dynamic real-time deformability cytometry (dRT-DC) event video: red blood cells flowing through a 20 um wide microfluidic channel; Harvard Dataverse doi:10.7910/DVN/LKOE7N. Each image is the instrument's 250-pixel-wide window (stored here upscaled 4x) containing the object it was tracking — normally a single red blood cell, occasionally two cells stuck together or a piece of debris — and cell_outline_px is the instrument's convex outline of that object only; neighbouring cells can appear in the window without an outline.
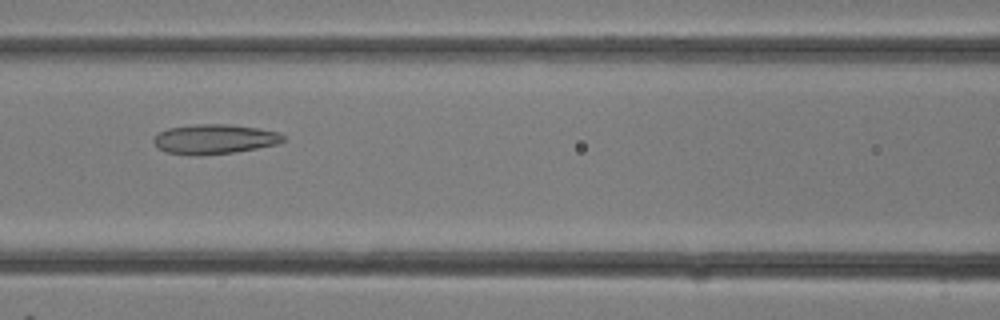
{"species": "common noctule bat (a hibernating species)", "species_latin": "Nyctalus noctula", "temperature_condition": "room temperature", "stored_images_in_passage": 22, "camera_frame_rate_fps": 3000, "um_per_image_px": 0.085, "animal": {"sex": "female"}, "frame": {"image": 1, "passage_image": 5, "time_ms": 1.333, "image_size_px": [1000, 320], "cell_outline_px": [[284, 140], [276, 144], [236, 152], [196, 156], [168, 152], [160, 148], [152, 140], [160, 132], [168, 128], [196, 124], [228, 124], [260, 128], [280, 132], [284, 136]], "centroid_in_image_um": [18.26, 11.82], "position_along_channel_um": 148.3, "area_um2": 22.31}}
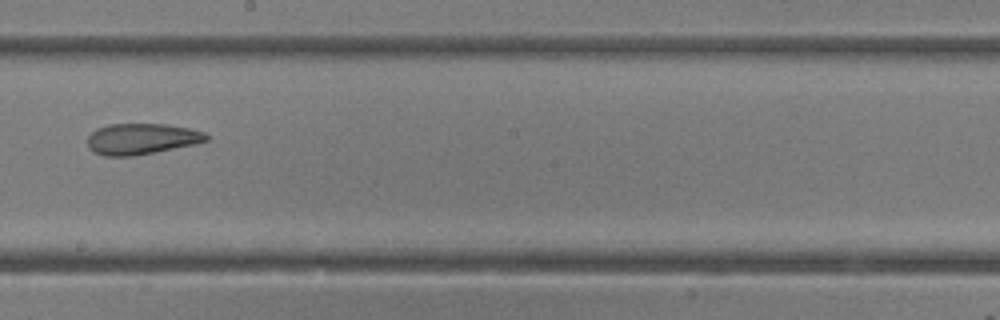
{"frame": {"image": 2, "passage_image": 9, "time_ms": 2.667, "image_size_px": [1000, 320], "cell_outline_px": [[208, 140], [196, 144], [156, 152], [132, 156], [104, 156], [92, 152], [88, 148], [88, 136], [96, 128], [108, 124], [168, 124], [188, 128], [204, 132], [208, 136]], "centroid_in_image_um": [12.01, 11.81], "position_along_channel_um": 236.2, "area_um2": 21.62}}
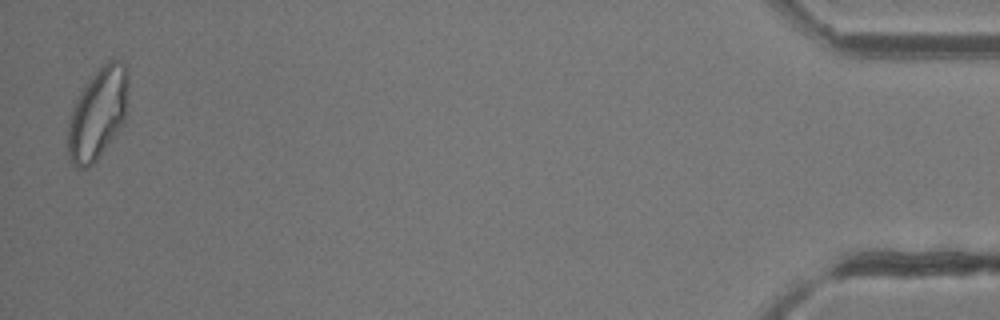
{"frame": {"image": 3, "passage_image": 22, "time_ms": 7.0, "image_size_px": [1000, 320], "cell_outline_px": [[128, 84], [124, 124], [100, 156], [88, 168], [76, 168], [68, 160], [68, 128], [72, 112], [84, 84], [100, 64], [108, 60], [120, 60], [128, 68]], "centroid_in_image_um": [8.33, 9.64], "position_along_channel_um": 426.9, "area_um2": 32.37}}